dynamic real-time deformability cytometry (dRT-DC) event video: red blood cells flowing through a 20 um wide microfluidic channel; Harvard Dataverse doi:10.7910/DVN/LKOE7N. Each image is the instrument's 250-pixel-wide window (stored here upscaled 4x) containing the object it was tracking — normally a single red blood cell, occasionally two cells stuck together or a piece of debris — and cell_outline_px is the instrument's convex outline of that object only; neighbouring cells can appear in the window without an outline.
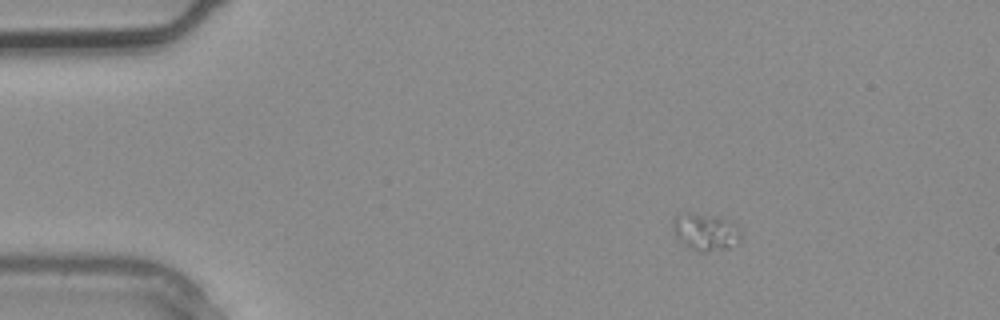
{"species": "common noctule bat (a hibernating species)", "species_latin": "Nyctalus noctula", "temperature_condition": "warm", "stored_images_in_passage": 3, "camera_frame_rate_fps": 3000, "um_per_image_px": 0.085, "animal": {"sex": "male", "body_mass_g": 20.4}, "frame": {"image": 1, "passage_image": 1, "time_ms": 0.0, "image_size_px": [1000, 320], "cell_outline_px": [[740, 240], [728, 248], [704, 252], [700, 252], [684, 244], [676, 236], [672, 228], [672, 224], [676, 216], [688, 212], [720, 220], [736, 228], [740, 232]], "centroid_in_image_um": [59.89, 19.76], "position_along_channel_um": 25.1, "area_um2": 13.64}}
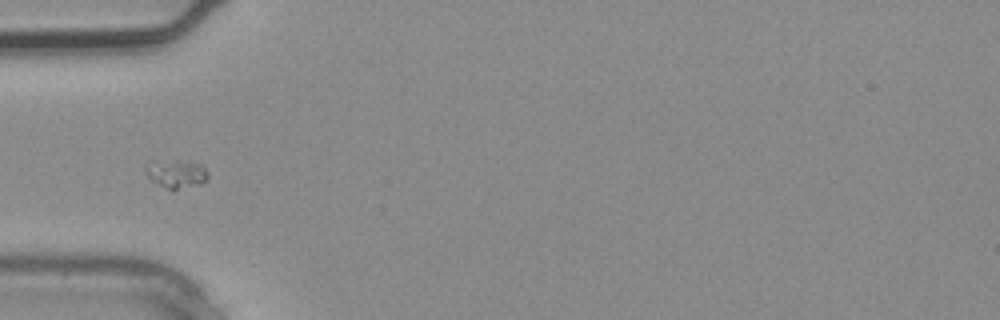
{"frame": {"image": 2, "passage_image": 3, "time_ms": 0.667, "image_size_px": [1000, 320], "cell_outline_px": [[208, 180], [200, 184], [172, 192], [152, 180], [144, 172], [144, 164], [176, 160], [180, 160], [204, 164], [208, 172]], "centroid_in_image_um": [15.03, 14.8], "position_along_channel_um": 70.0, "area_um2": 10.58}}